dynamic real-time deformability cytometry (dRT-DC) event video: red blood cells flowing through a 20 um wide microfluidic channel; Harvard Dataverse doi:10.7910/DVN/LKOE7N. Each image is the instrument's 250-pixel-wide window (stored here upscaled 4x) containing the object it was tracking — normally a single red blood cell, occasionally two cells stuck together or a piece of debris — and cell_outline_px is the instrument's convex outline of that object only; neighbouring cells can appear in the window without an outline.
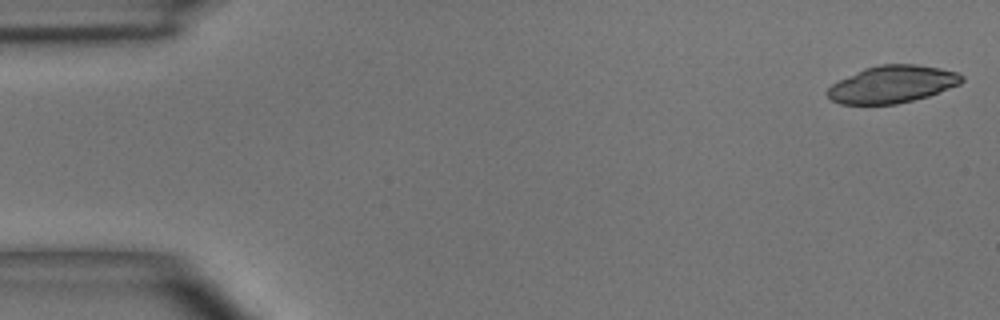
{"species": "common noctule bat (a hibernating species)", "species_latin": "Nyctalus noctula", "temperature_condition": "room temperature", "stored_images_in_passage": 6, "camera_frame_rate_fps": 3000, "um_per_image_px": 0.085, "animal": {"sex": "male", "body_mass_g": 15.6}, "frame": {"image": 1, "passage_image": 1, "time_ms": 0.0, "image_size_px": [1000, 320], "cell_outline_px": [[964, 80], [960, 84], [928, 96], [896, 104], [840, 104], [832, 100], [828, 96], [828, 88], [832, 84], [864, 68], [880, 64], [916, 64], [940, 68], [956, 72], [964, 76]], "centroid_in_image_um": [75.86, 7.16], "position_along_channel_um": 9.1, "area_um2": 28.96}}